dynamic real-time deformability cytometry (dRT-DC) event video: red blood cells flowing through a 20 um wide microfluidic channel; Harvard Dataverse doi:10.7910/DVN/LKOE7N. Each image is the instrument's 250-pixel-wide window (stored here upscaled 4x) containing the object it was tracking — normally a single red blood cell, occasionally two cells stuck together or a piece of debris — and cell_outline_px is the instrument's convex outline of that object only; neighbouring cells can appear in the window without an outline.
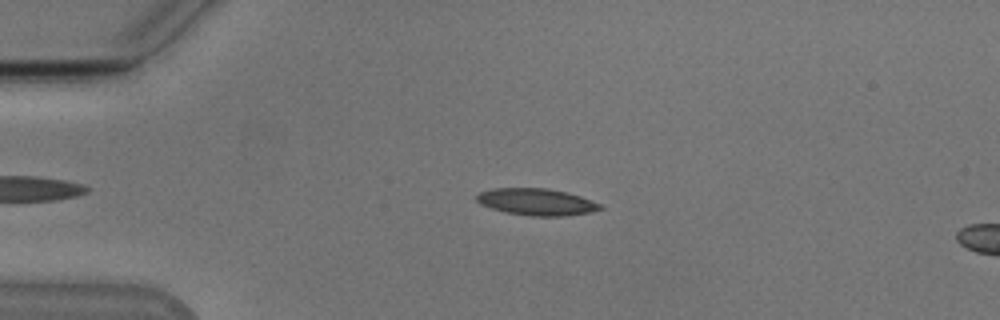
{"species": "Egyptian fruit bat (a non-hibernating species)", "species_latin": "Rousettus aegyptiacus", "temperature_condition": "cold", "stored_images_in_passage": 16, "camera_frame_rate_fps": 3000, "um_per_image_px": 0.085, "animal": {"sex": "male"}, "frame": {"image": 1, "passage_image": 12, "time_ms": 3.667, "image_size_px": [1000, 320], "cell_outline_px": [[604, 208], [588, 212], [564, 216], [532, 216], [504, 212], [480, 204], [476, 200], [476, 196], [480, 192], [492, 188], [548, 188], [568, 192], [580, 196], [600, 204]], "centroid_in_image_um": [45.58, 17.15], "position_along_channel_um": 39.4, "area_um2": 19.25}}